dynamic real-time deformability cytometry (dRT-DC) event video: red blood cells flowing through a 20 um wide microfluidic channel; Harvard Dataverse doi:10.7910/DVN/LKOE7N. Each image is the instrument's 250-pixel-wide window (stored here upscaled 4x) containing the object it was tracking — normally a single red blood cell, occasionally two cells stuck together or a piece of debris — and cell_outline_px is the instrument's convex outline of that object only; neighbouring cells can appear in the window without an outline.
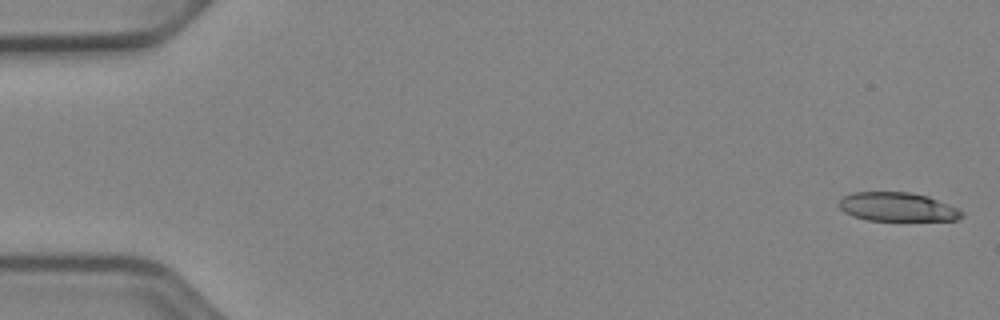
{"species": "Egyptian fruit bat (a non-hibernating species)", "species_latin": "Rousettus aegyptiacus", "temperature_condition": "cold", "stored_images_in_passage": 12, "camera_frame_rate_fps": 3000, "um_per_image_px": 0.085, "animal": {"sex": "female"}, "frame": {"image": 1, "passage_image": 1, "time_ms": 0.0, "image_size_px": [1000, 320], "cell_outline_px": [[964, 216], [956, 220], [868, 220], [852, 216], [844, 212], [836, 204], [844, 196], [852, 192], [912, 192], [928, 196], [956, 208], [964, 212]], "centroid_in_image_um": [76.25, 17.58], "position_along_channel_um": 8.8, "area_um2": 20.63}}